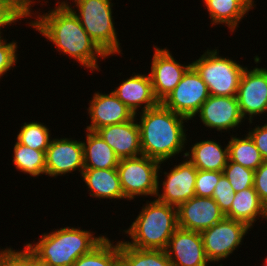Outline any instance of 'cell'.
Instances as JSON below:
<instances>
[{
	"mask_svg": "<svg viewBox=\"0 0 267 266\" xmlns=\"http://www.w3.org/2000/svg\"><path fill=\"white\" fill-rule=\"evenodd\" d=\"M77 10L67 1L56 2L67 5L77 16L82 27L98 47L107 55L120 54V43L112 17V0H72Z\"/></svg>",
	"mask_w": 267,
	"mask_h": 266,
	"instance_id": "5",
	"label": "cell"
},
{
	"mask_svg": "<svg viewBox=\"0 0 267 266\" xmlns=\"http://www.w3.org/2000/svg\"><path fill=\"white\" fill-rule=\"evenodd\" d=\"M223 175L229 180L234 192H239L254 185L255 171L228 159Z\"/></svg>",
	"mask_w": 267,
	"mask_h": 266,
	"instance_id": "31",
	"label": "cell"
},
{
	"mask_svg": "<svg viewBox=\"0 0 267 266\" xmlns=\"http://www.w3.org/2000/svg\"><path fill=\"white\" fill-rule=\"evenodd\" d=\"M211 24H224L234 33L241 19L255 7L254 0H203ZM254 6V7H253Z\"/></svg>",
	"mask_w": 267,
	"mask_h": 266,
	"instance_id": "22",
	"label": "cell"
},
{
	"mask_svg": "<svg viewBox=\"0 0 267 266\" xmlns=\"http://www.w3.org/2000/svg\"><path fill=\"white\" fill-rule=\"evenodd\" d=\"M209 96L208 86L196 70L190 66L182 76L181 81L161 104L167 109L192 120Z\"/></svg>",
	"mask_w": 267,
	"mask_h": 266,
	"instance_id": "8",
	"label": "cell"
},
{
	"mask_svg": "<svg viewBox=\"0 0 267 266\" xmlns=\"http://www.w3.org/2000/svg\"><path fill=\"white\" fill-rule=\"evenodd\" d=\"M86 131V142L82 141L84 168H117L120 159L114 150L96 132Z\"/></svg>",
	"mask_w": 267,
	"mask_h": 266,
	"instance_id": "24",
	"label": "cell"
},
{
	"mask_svg": "<svg viewBox=\"0 0 267 266\" xmlns=\"http://www.w3.org/2000/svg\"><path fill=\"white\" fill-rule=\"evenodd\" d=\"M115 96L122 101L135 115L138 108L144 104L141 111L151 109L159 104L155 98L149 74H136L122 81L114 91Z\"/></svg>",
	"mask_w": 267,
	"mask_h": 266,
	"instance_id": "19",
	"label": "cell"
},
{
	"mask_svg": "<svg viewBox=\"0 0 267 266\" xmlns=\"http://www.w3.org/2000/svg\"><path fill=\"white\" fill-rule=\"evenodd\" d=\"M46 175L50 177L62 176L78 170H84V154L82 141L72 138H51L45 152Z\"/></svg>",
	"mask_w": 267,
	"mask_h": 266,
	"instance_id": "13",
	"label": "cell"
},
{
	"mask_svg": "<svg viewBox=\"0 0 267 266\" xmlns=\"http://www.w3.org/2000/svg\"><path fill=\"white\" fill-rule=\"evenodd\" d=\"M34 0H0V37L1 29L6 25L22 20L24 17H32L31 6Z\"/></svg>",
	"mask_w": 267,
	"mask_h": 266,
	"instance_id": "30",
	"label": "cell"
},
{
	"mask_svg": "<svg viewBox=\"0 0 267 266\" xmlns=\"http://www.w3.org/2000/svg\"><path fill=\"white\" fill-rule=\"evenodd\" d=\"M218 49L205 51L191 66L208 86L210 95L237 96L243 67L235 60L219 56Z\"/></svg>",
	"mask_w": 267,
	"mask_h": 266,
	"instance_id": "6",
	"label": "cell"
},
{
	"mask_svg": "<svg viewBox=\"0 0 267 266\" xmlns=\"http://www.w3.org/2000/svg\"><path fill=\"white\" fill-rule=\"evenodd\" d=\"M177 228V207L154 199L143 206L130 228L123 230L132 240L125 243L139 249L166 250Z\"/></svg>",
	"mask_w": 267,
	"mask_h": 266,
	"instance_id": "3",
	"label": "cell"
},
{
	"mask_svg": "<svg viewBox=\"0 0 267 266\" xmlns=\"http://www.w3.org/2000/svg\"><path fill=\"white\" fill-rule=\"evenodd\" d=\"M73 266H121L120 241L115 245L105 237L90 252L80 256Z\"/></svg>",
	"mask_w": 267,
	"mask_h": 266,
	"instance_id": "27",
	"label": "cell"
},
{
	"mask_svg": "<svg viewBox=\"0 0 267 266\" xmlns=\"http://www.w3.org/2000/svg\"><path fill=\"white\" fill-rule=\"evenodd\" d=\"M154 49L149 76L154 96L161 103L181 81L191 64L179 63L166 48L160 49L154 45Z\"/></svg>",
	"mask_w": 267,
	"mask_h": 266,
	"instance_id": "12",
	"label": "cell"
},
{
	"mask_svg": "<svg viewBox=\"0 0 267 266\" xmlns=\"http://www.w3.org/2000/svg\"><path fill=\"white\" fill-rule=\"evenodd\" d=\"M177 210L178 227L200 233L225 218V214L212 197H192Z\"/></svg>",
	"mask_w": 267,
	"mask_h": 266,
	"instance_id": "14",
	"label": "cell"
},
{
	"mask_svg": "<svg viewBox=\"0 0 267 266\" xmlns=\"http://www.w3.org/2000/svg\"><path fill=\"white\" fill-rule=\"evenodd\" d=\"M17 42L7 43L4 37L0 40V78L11 70L17 62Z\"/></svg>",
	"mask_w": 267,
	"mask_h": 266,
	"instance_id": "35",
	"label": "cell"
},
{
	"mask_svg": "<svg viewBox=\"0 0 267 266\" xmlns=\"http://www.w3.org/2000/svg\"><path fill=\"white\" fill-rule=\"evenodd\" d=\"M189 151L184 152L183 157L188 158L197 170L223 171L229 159L228 145L223 149L213 139L199 141Z\"/></svg>",
	"mask_w": 267,
	"mask_h": 266,
	"instance_id": "21",
	"label": "cell"
},
{
	"mask_svg": "<svg viewBox=\"0 0 267 266\" xmlns=\"http://www.w3.org/2000/svg\"><path fill=\"white\" fill-rule=\"evenodd\" d=\"M260 151L264 161L267 160V125L257 126L247 133Z\"/></svg>",
	"mask_w": 267,
	"mask_h": 266,
	"instance_id": "37",
	"label": "cell"
},
{
	"mask_svg": "<svg viewBox=\"0 0 267 266\" xmlns=\"http://www.w3.org/2000/svg\"><path fill=\"white\" fill-rule=\"evenodd\" d=\"M245 223L224 218L209 229L201 232L207 259L218 262L227 258L242 245L243 237L250 231Z\"/></svg>",
	"mask_w": 267,
	"mask_h": 266,
	"instance_id": "9",
	"label": "cell"
},
{
	"mask_svg": "<svg viewBox=\"0 0 267 266\" xmlns=\"http://www.w3.org/2000/svg\"><path fill=\"white\" fill-rule=\"evenodd\" d=\"M137 115L120 124L107 125L95 132L114 150L121 159L142 155Z\"/></svg>",
	"mask_w": 267,
	"mask_h": 266,
	"instance_id": "18",
	"label": "cell"
},
{
	"mask_svg": "<svg viewBox=\"0 0 267 266\" xmlns=\"http://www.w3.org/2000/svg\"><path fill=\"white\" fill-rule=\"evenodd\" d=\"M253 187L267 208V160L255 170Z\"/></svg>",
	"mask_w": 267,
	"mask_h": 266,
	"instance_id": "36",
	"label": "cell"
},
{
	"mask_svg": "<svg viewBox=\"0 0 267 266\" xmlns=\"http://www.w3.org/2000/svg\"><path fill=\"white\" fill-rule=\"evenodd\" d=\"M205 127L228 131L243 122L236 96L210 95L197 113Z\"/></svg>",
	"mask_w": 267,
	"mask_h": 266,
	"instance_id": "16",
	"label": "cell"
},
{
	"mask_svg": "<svg viewBox=\"0 0 267 266\" xmlns=\"http://www.w3.org/2000/svg\"><path fill=\"white\" fill-rule=\"evenodd\" d=\"M82 179L88 186L89 193L99 199H126L121 187L117 168L94 169L84 168Z\"/></svg>",
	"mask_w": 267,
	"mask_h": 266,
	"instance_id": "20",
	"label": "cell"
},
{
	"mask_svg": "<svg viewBox=\"0 0 267 266\" xmlns=\"http://www.w3.org/2000/svg\"><path fill=\"white\" fill-rule=\"evenodd\" d=\"M90 230L64 227L41 235L37 243H26L27 248L40 260L52 266H73L82 255L90 252L103 239Z\"/></svg>",
	"mask_w": 267,
	"mask_h": 266,
	"instance_id": "4",
	"label": "cell"
},
{
	"mask_svg": "<svg viewBox=\"0 0 267 266\" xmlns=\"http://www.w3.org/2000/svg\"><path fill=\"white\" fill-rule=\"evenodd\" d=\"M266 261H265V264L263 265V266H267V258L265 259Z\"/></svg>",
	"mask_w": 267,
	"mask_h": 266,
	"instance_id": "39",
	"label": "cell"
},
{
	"mask_svg": "<svg viewBox=\"0 0 267 266\" xmlns=\"http://www.w3.org/2000/svg\"><path fill=\"white\" fill-rule=\"evenodd\" d=\"M235 192L229 180L223 175L215 185L212 198L219 205L221 211L226 215L231 208Z\"/></svg>",
	"mask_w": 267,
	"mask_h": 266,
	"instance_id": "33",
	"label": "cell"
},
{
	"mask_svg": "<svg viewBox=\"0 0 267 266\" xmlns=\"http://www.w3.org/2000/svg\"><path fill=\"white\" fill-rule=\"evenodd\" d=\"M121 266H173L165 250L139 249L120 241Z\"/></svg>",
	"mask_w": 267,
	"mask_h": 266,
	"instance_id": "25",
	"label": "cell"
},
{
	"mask_svg": "<svg viewBox=\"0 0 267 266\" xmlns=\"http://www.w3.org/2000/svg\"><path fill=\"white\" fill-rule=\"evenodd\" d=\"M165 251L173 266H208L210 263L200 232L178 227Z\"/></svg>",
	"mask_w": 267,
	"mask_h": 266,
	"instance_id": "15",
	"label": "cell"
},
{
	"mask_svg": "<svg viewBox=\"0 0 267 266\" xmlns=\"http://www.w3.org/2000/svg\"><path fill=\"white\" fill-rule=\"evenodd\" d=\"M13 149V164L17 170L33 177H38L41 174L46 175V151L35 150L18 141L14 144Z\"/></svg>",
	"mask_w": 267,
	"mask_h": 266,
	"instance_id": "28",
	"label": "cell"
},
{
	"mask_svg": "<svg viewBox=\"0 0 267 266\" xmlns=\"http://www.w3.org/2000/svg\"><path fill=\"white\" fill-rule=\"evenodd\" d=\"M23 124L16 140L35 150L46 151L51 141L49 128L41 122H25Z\"/></svg>",
	"mask_w": 267,
	"mask_h": 266,
	"instance_id": "29",
	"label": "cell"
},
{
	"mask_svg": "<svg viewBox=\"0 0 267 266\" xmlns=\"http://www.w3.org/2000/svg\"><path fill=\"white\" fill-rule=\"evenodd\" d=\"M32 266H52V265L40 260L32 253Z\"/></svg>",
	"mask_w": 267,
	"mask_h": 266,
	"instance_id": "38",
	"label": "cell"
},
{
	"mask_svg": "<svg viewBox=\"0 0 267 266\" xmlns=\"http://www.w3.org/2000/svg\"><path fill=\"white\" fill-rule=\"evenodd\" d=\"M225 217L243 222L252 228L259 217L267 219V208L259 199L254 187H250L235 193L230 211Z\"/></svg>",
	"mask_w": 267,
	"mask_h": 266,
	"instance_id": "23",
	"label": "cell"
},
{
	"mask_svg": "<svg viewBox=\"0 0 267 266\" xmlns=\"http://www.w3.org/2000/svg\"><path fill=\"white\" fill-rule=\"evenodd\" d=\"M138 123L142 155L166 162L184 151L189 119L159 103L156 107L140 112Z\"/></svg>",
	"mask_w": 267,
	"mask_h": 266,
	"instance_id": "2",
	"label": "cell"
},
{
	"mask_svg": "<svg viewBox=\"0 0 267 266\" xmlns=\"http://www.w3.org/2000/svg\"><path fill=\"white\" fill-rule=\"evenodd\" d=\"M36 18L29 22L30 26L52 42L58 51L74 58L91 71L100 70L98 57L105 59L108 56L90 38L67 5H57L48 13H39Z\"/></svg>",
	"mask_w": 267,
	"mask_h": 266,
	"instance_id": "1",
	"label": "cell"
},
{
	"mask_svg": "<svg viewBox=\"0 0 267 266\" xmlns=\"http://www.w3.org/2000/svg\"><path fill=\"white\" fill-rule=\"evenodd\" d=\"M162 163L145 155L119 161L117 171L126 200H132L138 195L156 196Z\"/></svg>",
	"mask_w": 267,
	"mask_h": 266,
	"instance_id": "7",
	"label": "cell"
},
{
	"mask_svg": "<svg viewBox=\"0 0 267 266\" xmlns=\"http://www.w3.org/2000/svg\"><path fill=\"white\" fill-rule=\"evenodd\" d=\"M23 250H0V266H32V252L25 245Z\"/></svg>",
	"mask_w": 267,
	"mask_h": 266,
	"instance_id": "34",
	"label": "cell"
},
{
	"mask_svg": "<svg viewBox=\"0 0 267 266\" xmlns=\"http://www.w3.org/2000/svg\"><path fill=\"white\" fill-rule=\"evenodd\" d=\"M164 174L166 176L161 184L162 194H159L158 178V191L155 196L157 200L178 208L182 203L196 196L194 188L197 168L187 158L184 162L175 165L169 173L164 171Z\"/></svg>",
	"mask_w": 267,
	"mask_h": 266,
	"instance_id": "11",
	"label": "cell"
},
{
	"mask_svg": "<svg viewBox=\"0 0 267 266\" xmlns=\"http://www.w3.org/2000/svg\"><path fill=\"white\" fill-rule=\"evenodd\" d=\"M236 97L242 117L245 120L248 115L250 124L254 116L267 112V69L246 67Z\"/></svg>",
	"mask_w": 267,
	"mask_h": 266,
	"instance_id": "10",
	"label": "cell"
},
{
	"mask_svg": "<svg viewBox=\"0 0 267 266\" xmlns=\"http://www.w3.org/2000/svg\"><path fill=\"white\" fill-rule=\"evenodd\" d=\"M223 176L222 171L197 170L195 181V195L199 197H212L215 185Z\"/></svg>",
	"mask_w": 267,
	"mask_h": 266,
	"instance_id": "32",
	"label": "cell"
},
{
	"mask_svg": "<svg viewBox=\"0 0 267 266\" xmlns=\"http://www.w3.org/2000/svg\"><path fill=\"white\" fill-rule=\"evenodd\" d=\"M227 145L229 160L243 167L255 171L264 161L260 151L248 134L244 138L232 135Z\"/></svg>",
	"mask_w": 267,
	"mask_h": 266,
	"instance_id": "26",
	"label": "cell"
},
{
	"mask_svg": "<svg viewBox=\"0 0 267 266\" xmlns=\"http://www.w3.org/2000/svg\"><path fill=\"white\" fill-rule=\"evenodd\" d=\"M91 124L86 130L97 129L113 124L128 122L135 117L134 112L120 101L111 91L109 94L95 92L87 109Z\"/></svg>",
	"mask_w": 267,
	"mask_h": 266,
	"instance_id": "17",
	"label": "cell"
}]
</instances>
